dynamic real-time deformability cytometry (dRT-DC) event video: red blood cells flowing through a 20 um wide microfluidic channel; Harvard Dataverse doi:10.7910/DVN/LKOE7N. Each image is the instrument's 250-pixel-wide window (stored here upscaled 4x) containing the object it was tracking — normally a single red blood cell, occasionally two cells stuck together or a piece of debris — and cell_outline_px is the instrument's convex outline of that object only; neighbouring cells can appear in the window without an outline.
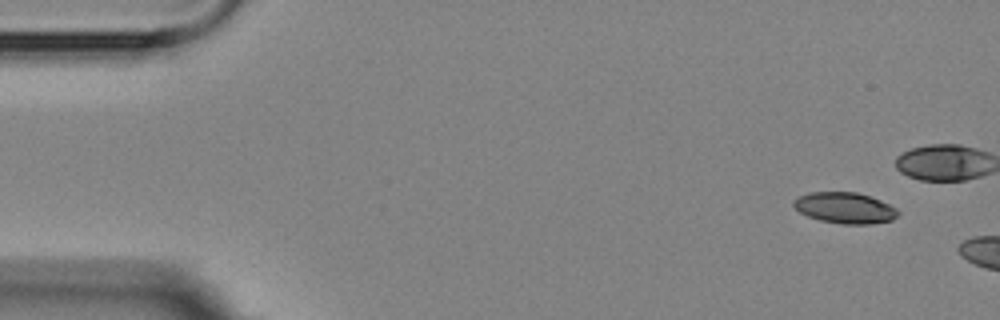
{"species": "Egyptian fruit bat (a non-hibernating species)", "species_latin": "Rousettus aegyptiacus", "temperature_condition": "room temperature", "stored_images_in_passage": 3, "camera_frame_rate_fps": 3000, "um_per_image_px": 0.085, "animal": {"sex": "female"}, "frame": {"image": 1, "passage_image": 1, "time_ms": 0.0, "image_size_px": [1000, 320], "cell_outline_px": [[900, 212], [892, 220], [872, 224], [844, 224], [820, 220], [808, 216], [800, 212], [792, 204], [792, 200], [796, 196], [808, 192], [856, 192], [880, 200], [896, 208]], "centroid_in_image_um": [71.78, 17.66], "position_along_channel_um": 13.2, "area_um2": 18.9}}